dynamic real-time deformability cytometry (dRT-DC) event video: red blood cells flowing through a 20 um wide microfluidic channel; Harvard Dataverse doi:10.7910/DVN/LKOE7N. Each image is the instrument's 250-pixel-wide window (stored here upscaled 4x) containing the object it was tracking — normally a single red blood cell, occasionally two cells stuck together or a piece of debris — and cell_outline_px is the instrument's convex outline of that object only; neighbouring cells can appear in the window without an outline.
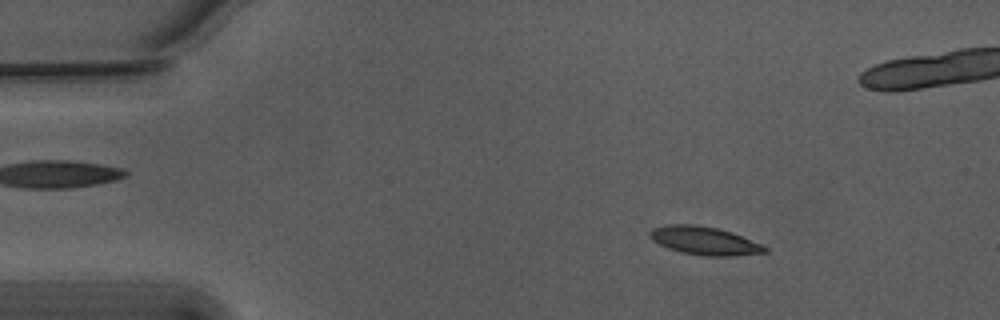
{"species": "Egyptian fruit bat (a non-hibernating species)", "species_latin": "Rousettus aegyptiacus", "temperature_condition": "warm", "stored_images_in_passage": 46, "camera_frame_rate_fps": 3000, "um_per_image_px": 0.085, "animal": {"sex": "male"}, "frame": {"image": 1, "passage_image": 8, "time_ms": 2.333, "image_size_px": [1000, 320], "cell_outline_px": [[768, 252], [732, 256], [704, 256], [680, 252], [668, 248], [652, 240], [648, 236], [648, 232], [652, 228], [668, 224], [692, 224], [716, 228], [732, 232], [760, 244], [768, 248]], "centroid_in_image_um": [59.84, 20.46], "position_along_channel_um": 25.2, "area_um2": 18.9}}
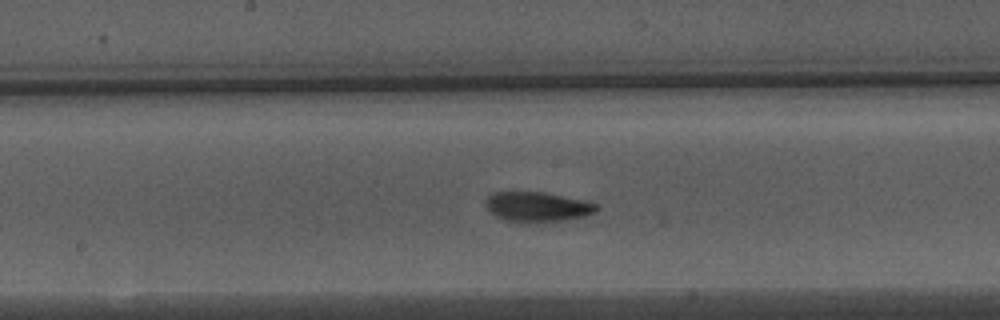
{"frame": {"image": 2, "passage_image": 28, "time_ms": 9.0, "image_size_px": [1000, 320], "cell_outline_px": [[600, 208], [596, 212], [584, 216], [560, 220], [520, 224], [504, 220], [496, 216], [484, 204], [488, 196], [492, 192], [544, 192], [588, 200], [596, 204]], "centroid_in_image_um": [45.68, 17.58], "position_along_channel_um": 202.5, "area_um2": 19.59}}
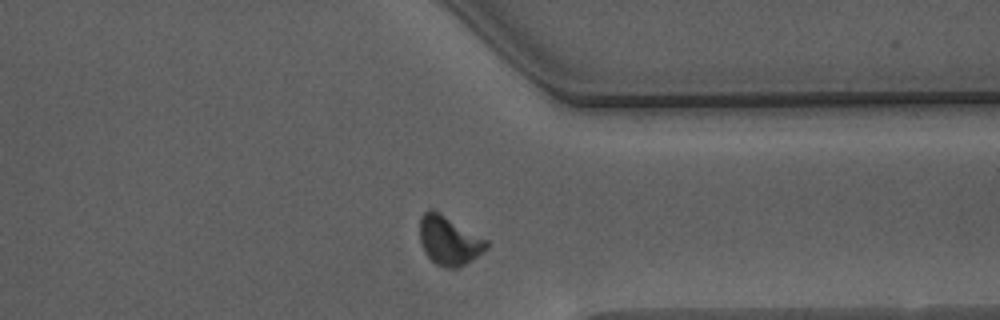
{"frame": {"image": 3, "passage_image": 42, "time_ms": 13.667, "image_size_px": [1000, 320], "cell_outline_px": [[488, 248], [472, 260], [456, 268], [444, 268], [436, 264], [424, 252], [420, 240], [420, 216], [428, 208], [432, 208], [488, 240]], "centroid_in_image_um": [38.15, 20.43], "position_along_channel_um": 373.2, "area_um2": 19.07}, "authors_computed_cell_mechanics": {"area_um2": 18.785, "velocity_mm_per_s": 3.7363, "shape_relaxation_time_tau1_ms": 3.4421, "shape_relaxation_time_tau2_ms": 1.4522, "deformation_change_tau1": 0.1466, "deformation_change_tau2": 0.0721}}